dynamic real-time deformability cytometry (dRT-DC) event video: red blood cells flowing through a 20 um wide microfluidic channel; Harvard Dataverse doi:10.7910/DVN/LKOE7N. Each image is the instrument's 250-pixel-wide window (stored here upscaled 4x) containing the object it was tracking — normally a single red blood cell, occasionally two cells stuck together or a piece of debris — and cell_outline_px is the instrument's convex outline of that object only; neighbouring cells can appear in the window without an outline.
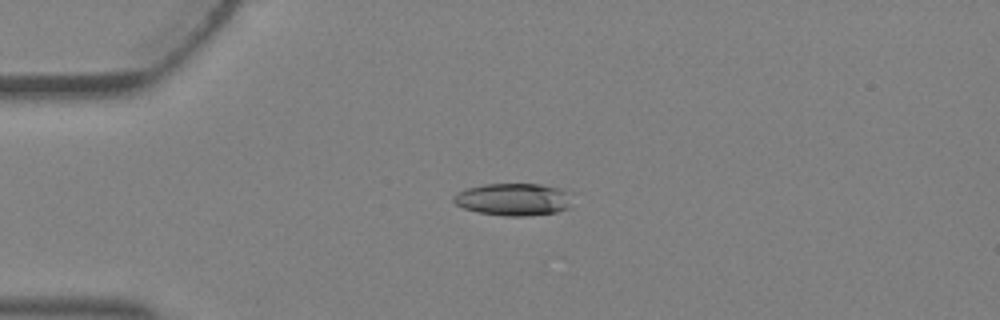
{"species": "Egyptian fruit bat (a non-hibernating species)", "species_latin": "Rousettus aegyptiacus", "temperature_condition": "warm", "stored_images_in_passage": 3, "camera_frame_rate_fps": 3000, "um_per_image_px": 0.085, "animal": {"sex": "female"}, "frame": {"image": 1, "passage_image": 2, "time_ms": 0.333, "image_size_px": [1000, 320], "cell_outline_px": [[572, 192], [568, 208], [556, 212], [528, 216], [504, 216], [476, 212], [464, 208], [456, 204], [452, 200], [452, 196], [464, 188], [484, 184], [540, 184], [560, 188]], "centroid_in_image_um": [43.63, 16.94], "position_along_channel_um": 41.4, "area_um2": 22.66}}
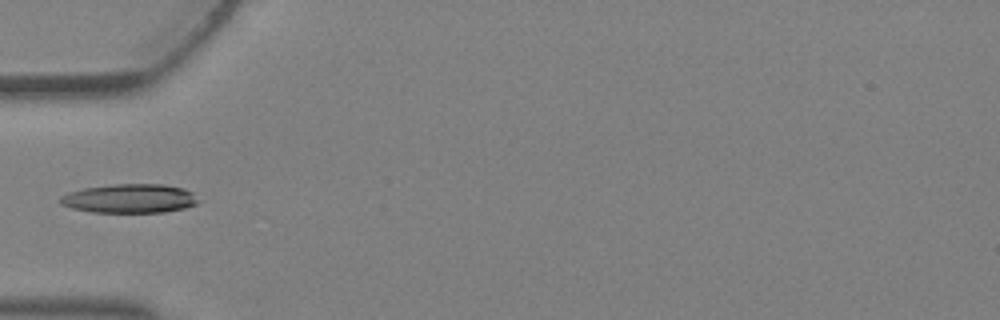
{"frame": {"image": 2, "passage_image": 3, "time_ms": 0.667, "image_size_px": [1000, 320], "cell_outline_px": [[200, 200], [196, 204], [184, 208], [164, 212], [92, 212], [72, 208], [60, 204], [56, 200], [60, 196], [68, 192], [84, 188], [112, 184], [164, 184], [184, 188], [192, 192]], "centroid_in_image_um": [11.0, 16.86], "position_along_channel_um": 74.0, "area_um2": 23.52}}